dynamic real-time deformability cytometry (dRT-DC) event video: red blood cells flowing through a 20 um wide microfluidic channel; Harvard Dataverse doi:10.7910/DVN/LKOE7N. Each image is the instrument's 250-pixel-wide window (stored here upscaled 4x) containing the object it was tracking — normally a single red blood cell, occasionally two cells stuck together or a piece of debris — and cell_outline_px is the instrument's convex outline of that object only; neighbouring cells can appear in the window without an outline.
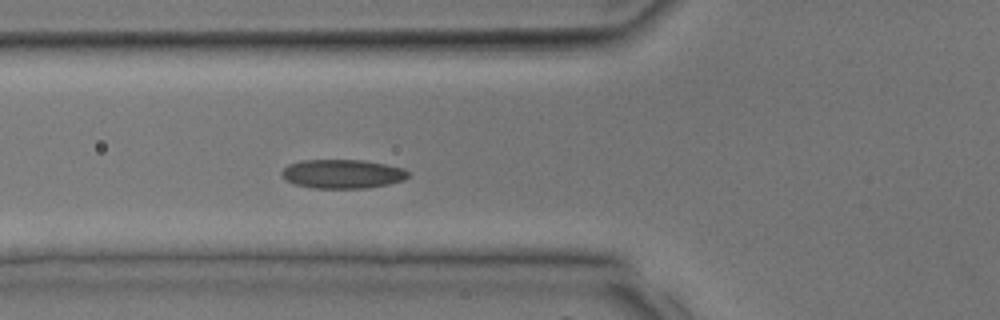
{"species": "common noctule bat (a hibernating species)", "species_latin": "Nyctalus noctula", "temperature_condition": "room temperature", "stored_images_in_passage": 32, "segment_of_instrument_passage": [1, 2], "camera_frame_rate_fps": 3000, "um_per_image_px": 0.085, "animal": {"sex": "male", "body_mass_g": 17.9, "forearm_length_mm": 54.2}, "frame": {"image": 1, "passage_image": 10, "time_ms": 3.0, "image_size_px": [1000, 320], "cell_outline_px": [[412, 172], [404, 180], [388, 184], [368, 188], [312, 188], [296, 184], [288, 180], [280, 172], [288, 164], [300, 160], [364, 160], [404, 168]], "centroid_in_image_um": [29.15, 14.77], "position_along_channel_um": 96.7, "area_um2": 21.39}}
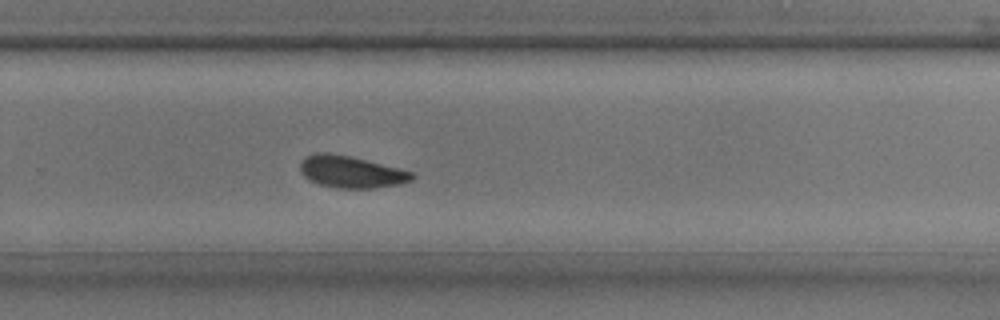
{"frame": {"image": 2, "passage_image": 20, "time_ms": 6.333, "image_size_px": [1000, 320], "cell_outline_px": [[416, 176], [412, 180], [400, 184], [372, 188], [336, 188], [320, 184], [308, 180], [300, 172], [300, 160], [316, 152], [328, 152], [348, 156], [400, 168], [412, 172]], "centroid_in_image_um": [29.83, 14.61], "position_along_channel_um": 300.0, "area_um2": 20.81}}
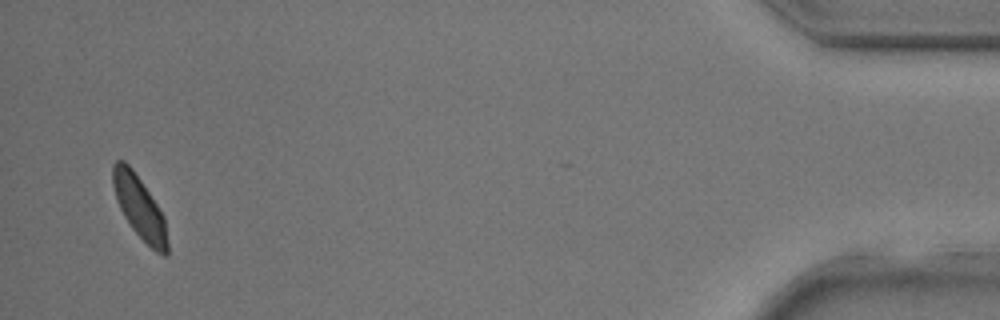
{"frame": {"image": 3, "passage_image": 30, "time_ms": 9.667, "image_size_px": [1000, 320], "cell_outline_px": [[168, 256], [164, 256], [156, 252], [132, 228], [124, 216], [116, 200], [112, 184], [112, 164], [116, 160], [124, 160], [132, 168], [164, 216], [168, 244]], "centroid_in_image_um": [11.84, 17.62], "position_along_channel_um": 423.4, "area_um2": 19.65}}